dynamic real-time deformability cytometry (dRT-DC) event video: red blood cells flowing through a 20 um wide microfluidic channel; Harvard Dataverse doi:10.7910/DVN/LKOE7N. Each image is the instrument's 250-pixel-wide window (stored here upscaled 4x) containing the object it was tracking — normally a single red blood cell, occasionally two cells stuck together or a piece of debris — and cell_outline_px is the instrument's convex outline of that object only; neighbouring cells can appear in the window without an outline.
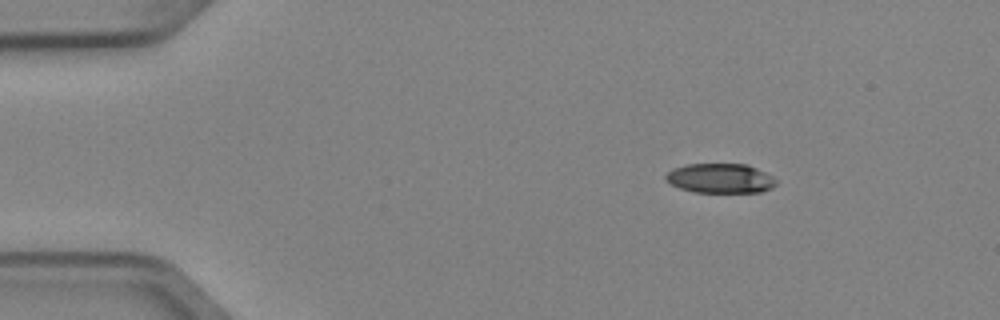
{"species": "Egyptian fruit bat (a non-hibernating species)", "species_latin": "Rousettus aegyptiacus", "temperature_condition": "cold", "stored_images_in_passage": 4, "camera_frame_rate_fps": 3000, "um_per_image_px": 0.085, "animal": {"sex": "female"}, "frame": {"image": 1, "passage_image": 2, "time_ms": 0.333, "image_size_px": [1000, 320], "cell_outline_px": [[776, 184], [772, 188], [760, 192], [692, 192], [680, 188], [664, 180], [664, 176], [672, 168], [688, 164], [748, 164], [772, 176], [776, 180]], "centroid_in_image_um": [61.2, 15.15], "position_along_channel_um": 23.8, "area_um2": 19.07}}